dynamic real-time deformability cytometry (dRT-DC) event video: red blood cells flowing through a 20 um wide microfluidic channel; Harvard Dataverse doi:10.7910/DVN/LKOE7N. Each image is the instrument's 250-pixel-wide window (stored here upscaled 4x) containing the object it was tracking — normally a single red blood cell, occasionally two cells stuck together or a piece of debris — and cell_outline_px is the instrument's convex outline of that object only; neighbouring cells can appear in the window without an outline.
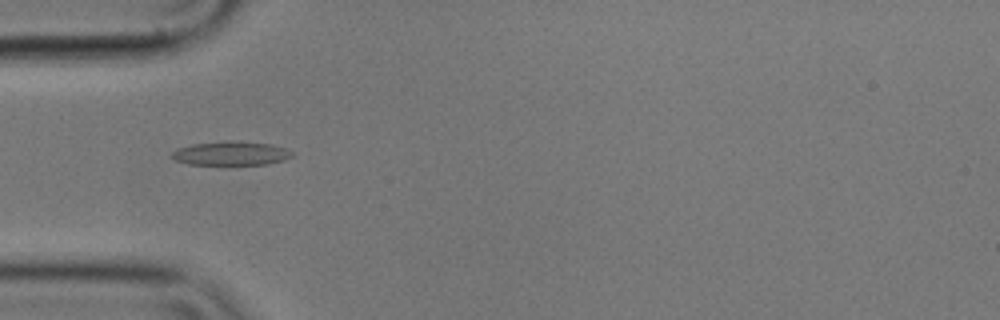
{"species": "common noctule bat (a hibernating species)", "species_latin": "Nyctalus noctula", "temperature_condition": "cold", "stored_images_in_passage": 23, "camera_frame_rate_fps": 3000, "um_per_image_px": 0.085, "animal": {"sex": "male", "body_mass_g": 17.9}, "frame": {"image": 1, "passage_image": 13, "time_ms": 4.0, "image_size_px": [1000, 320], "cell_outline_px": [[296, 152], [292, 156], [284, 160], [268, 164], [188, 164], [176, 160], [172, 156], [172, 152], [176, 148], [192, 144], [228, 140], [272, 144], [288, 148]], "centroid_in_image_um": [19.69, 13.02], "position_along_channel_um": 65.3, "area_um2": 16.88}}
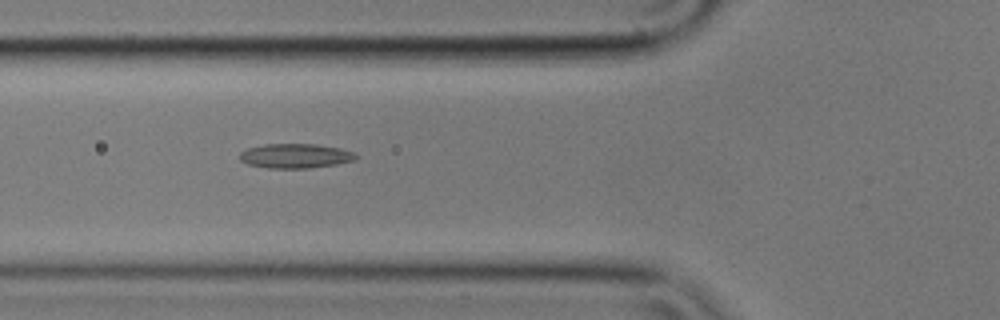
{"frame": {"image": 2, "passage_image": 16, "time_ms": 5.0, "image_size_px": [1000, 320], "cell_outline_px": [[360, 156], [356, 160], [336, 164], [308, 168], [268, 168], [248, 164], [240, 160], [240, 152], [248, 148], [264, 144], [316, 144], [340, 148], [356, 152]], "centroid_in_image_um": [25.16, 13.25], "position_along_channel_um": 100.6, "area_um2": 16.7}}
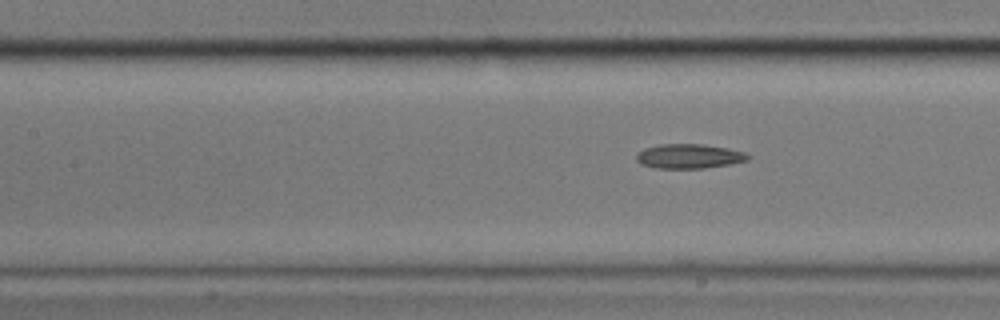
{"frame": {"image": 3, "passage_image": 20, "time_ms": 6.333, "image_size_px": [1000, 320], "cell_outline_px": [[748, 160], [728, 164], [704, 168], [656, 168], [640, 164], [636, 160], [636, 156], [644, 148], [660, 144], [704, 144], [728, 148], [744, 152], [748, 156]], "centroid_in_image_um": [58.54, 13.27], "position_along_channel_um": 148.9, "area_um2": 15.78}}